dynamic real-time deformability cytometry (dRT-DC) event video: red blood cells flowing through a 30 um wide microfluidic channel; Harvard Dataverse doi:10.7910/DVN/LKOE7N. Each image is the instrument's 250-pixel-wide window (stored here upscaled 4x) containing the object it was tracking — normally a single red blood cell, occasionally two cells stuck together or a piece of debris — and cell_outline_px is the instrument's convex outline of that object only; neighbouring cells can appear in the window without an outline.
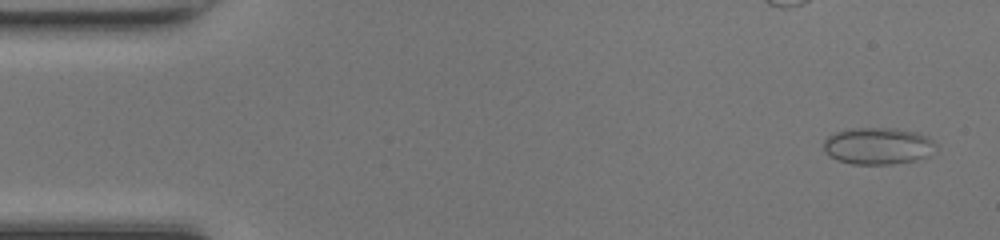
{"species": "common noctule bat (a hibernating species)", "species_latin": "Nyctalus noctula", "temperature_condition": "room temperature", "stored_images_in_passage": 46, "camera_frame_rate_fps": 3000, "um_per_image_px": 0.085, "animal": {"sex": "female", "body_mass_g": 17.0, "forearm_length_mm": 48.0}, "frame": {"image": 1, "passage_image": 2, "time_ms": 0.333, "image_size_px": [1000, 240], "cell_outline_px": [[936, 152], [932, 156], [916, 160], [892, 164], [852, 164], [836, 160], [824, 152], [824, 140], [828, 136], [836, 132], [848, 128], [896, 128], [916, 132], [928, 136], [936, 144]], "centroid_in_image_um": [74.66, 12.41], "position_along_channel_um": 10.3, "area_um2": 24.57}}
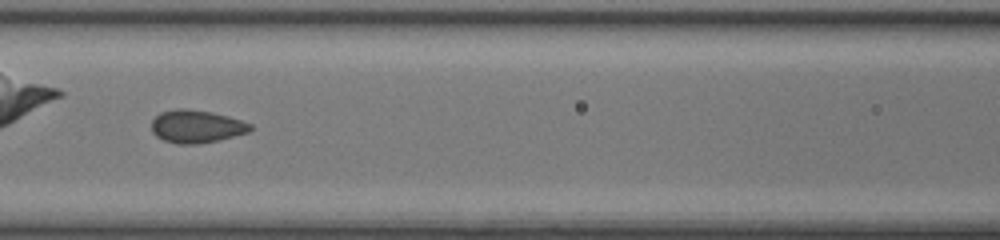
{"frame": {"image": 2, "passage_image": 21, "time_ms": 6.667, "image_size_px": [1000, 240], "cell_outline_px": [[252, 128], [248, 132], [200, 144], [176, 144], [164, 140], [156, 136], [152, 132], [152, 120], [160, 112], [176, 108], [184, 108], [212, 112], [228, 116], [252, 124]], "centroid_in_image_um": [16.66, 10.74], "position_along_channel_um": 149.9, "area_um2": 18.84}}
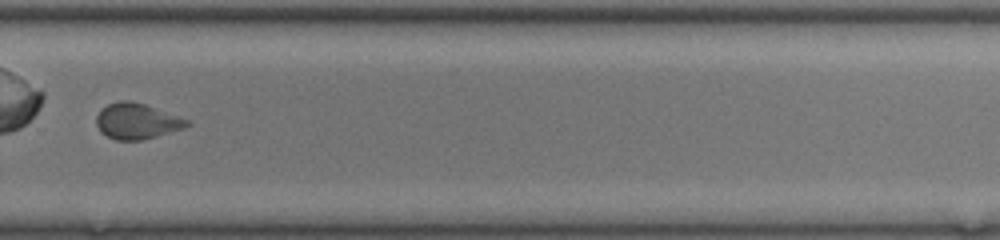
{"frame": {"image": 3, "passage_image": 33, "time_ms": 10.667, "image_size_px": [1000, 240], "cell_outline_px": [[192, 124], [184, 128], [156, 136], [140, 140], [116, 140], [100, 132], [96, 124], [96, 116], [100, 108], [108, 104], [120, 100], [128, 100], [144, 104], [188, 120]], "centroid_in_image_um": [11.59, 10.3], "position_along_channel_um": 318.2, "area_um2": 18.73}}